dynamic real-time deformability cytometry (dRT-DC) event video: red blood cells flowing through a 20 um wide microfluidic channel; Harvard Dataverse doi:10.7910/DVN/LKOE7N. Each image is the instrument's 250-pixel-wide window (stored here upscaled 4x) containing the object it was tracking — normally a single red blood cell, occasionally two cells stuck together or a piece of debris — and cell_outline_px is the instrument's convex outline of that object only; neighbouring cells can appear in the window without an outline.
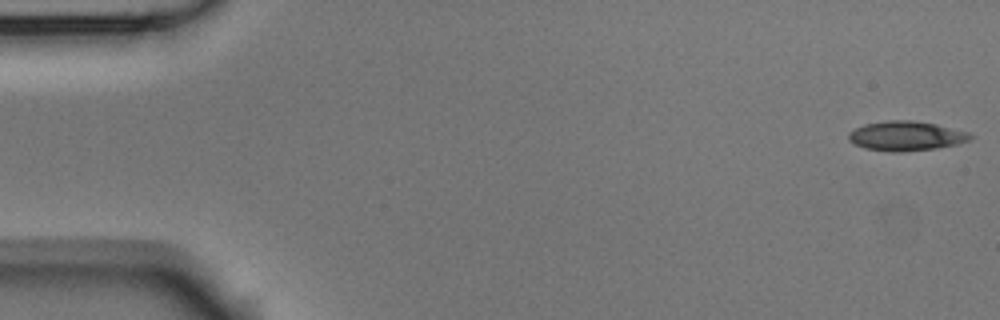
{"species": "Egyptian fruit bat (a non-hibernating species)", "species_latin": "Rousettus aegyptiacus", "temperature_condition": "room temperature", "stored_images_in_passage": 5, "camera_frame_rate_fps": 3000, "um_per_image_px": 0.085, "animal": {"sex": "male"}, "frame": {"image": 1, "passage_image": 1, "time_ms": 0.0, "image_size_px": [1000, 320], "cell_outline_px": [[972, 136], [968, 140], [956, 144], [936, 148], [900, 152], [892, 152], [864, 148], [848, 140], [848, 132], [864, 124], [888, 120], [912, 120], [936, 124], [968, 132]], "centroid_in_image_um": [76.97, 11.55], "position_along_channel_um": 8.0, "area_um2": 20.81}}
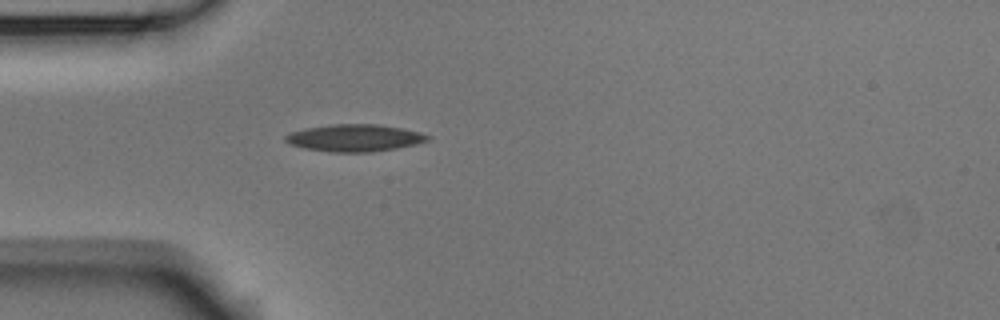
{"frame": {"image": 2, "passage_image": 5, "time_ms": 1.333, "image_size_px": [1000, 320], "cell_outline_px": [[432, 136], [428, 140], [416, 144], [396, 148], [372, 152], [332, 152], [304, 148], [292, 144], [284, 140], [284, 136], [292, 132], [308, 128], [332, 124], [380, 124], [404, 128], [420, 132]], "centroid_in_image_um": [30.19, 11.72], "position_along_channel_um": 54.8, "area_um2": 22.43}}